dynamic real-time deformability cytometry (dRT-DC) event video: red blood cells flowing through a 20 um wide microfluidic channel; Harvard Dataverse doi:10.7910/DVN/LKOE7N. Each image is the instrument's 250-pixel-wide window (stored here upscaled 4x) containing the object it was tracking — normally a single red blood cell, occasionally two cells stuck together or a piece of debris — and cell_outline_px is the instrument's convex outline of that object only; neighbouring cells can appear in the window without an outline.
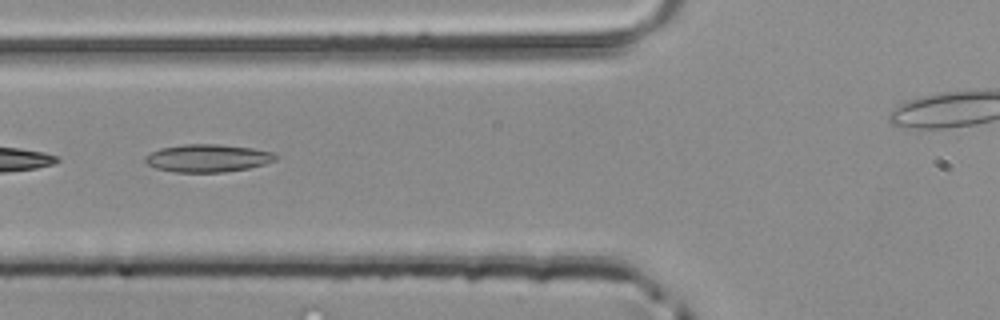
{"species": "common noctule bat (a hibernating species)", "species_latin": "Nyctalus noctula", "temperature_condition": "room temperature", "stored_images_in_passage": 24, "camera_frame_rate_fps": 3000, "um_per_image_px": 0.085, "animal": {"sex": "male", "body_mass_g": 20.4}, "frame": {"image": 1, "passage_image": 8, "time_ms": 2.333, "image_size_px": [1000, 320], "cell_outline_px": [[276, 160], [264, 164], [248, 168], [224, 172], [172, 172], [156, 168], [148, 164], [144, 160], [144, 156], [160, 148], [184, 144], [216, 144], [252, 148], [272, 152], [276, 156]], "centroid_in_image_um": [17.62, 13.44], "position_along_channel_um": 108.2, "area_um2": 20.98}}
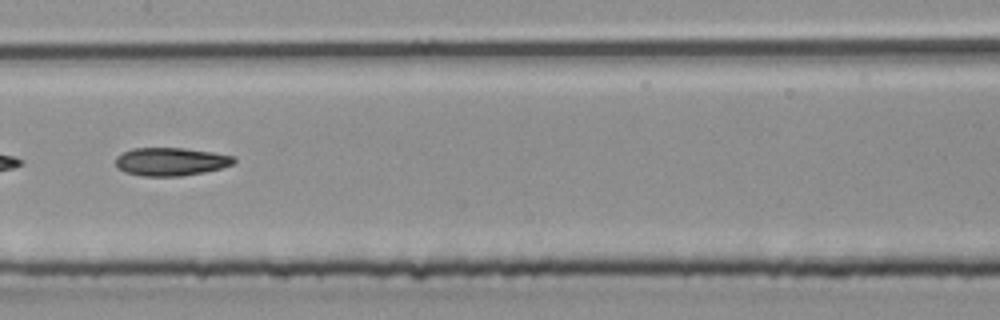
{"frame": {"image": 2, "passage_image": 14, "time_ms": 4.333, "image_size_px": [1000, 320], "cell_outline_px": [[236, 160], [232, 164], [220, 168], [204, 172], [180, 176], [144, 176], [124, 172], [116, 168], [116, 156], [132, 148], [184, 148], [212, 152], [232, 156]], "centroid_in_image_um": [14.47, 13.74], "position_along_channel_um": 192.9, "area_um2": 19.31}}
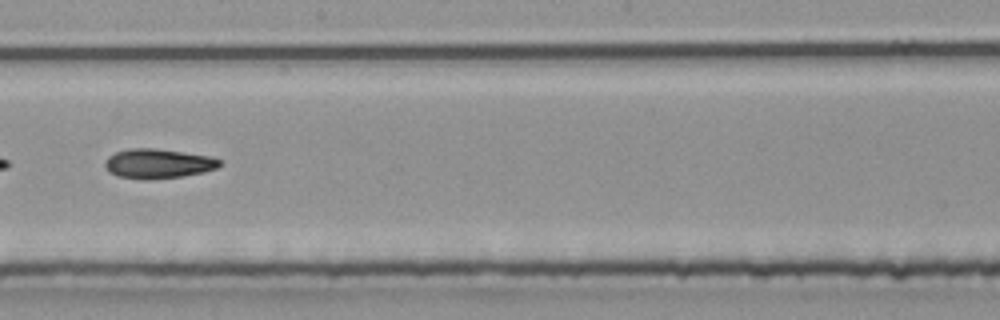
{"frame": {"image": 3, "passage_image": 17, "time_ms": 5.333, "image_size_px": [1000, 320], "cell_outline_px": [[220, 164], [216, 168], [204, 172], [184, 176], [152, 180], [144, 180], [116, 176], [108, 172], [104, 164], [104, 160], [108, 156], [116, 152], [128, 148], [152, 148], [212, 156], [220, 160]], "centroid_in_image_um": [13.39, 13.92], "position_along_channel_um": 234.8, "area_um2": 20.0}}